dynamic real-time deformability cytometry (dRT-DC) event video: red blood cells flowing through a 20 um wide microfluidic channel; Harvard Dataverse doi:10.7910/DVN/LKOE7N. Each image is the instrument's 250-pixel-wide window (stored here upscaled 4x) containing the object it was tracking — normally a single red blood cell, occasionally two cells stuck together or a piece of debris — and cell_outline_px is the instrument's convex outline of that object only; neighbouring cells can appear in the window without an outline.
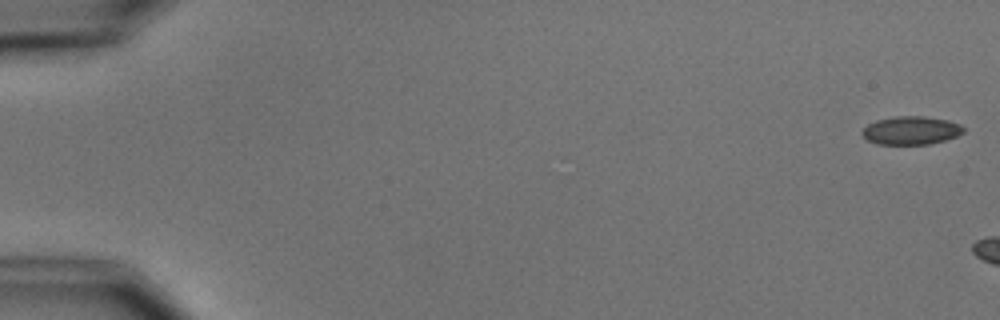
{"species": "common noctule bat (a hibernating species)", "species_latin": "Nyctalus noctula", "temperature_condition": "cold", "stored_images_in_passage": 7, "camera_frame_rate_fps": 3000, "um_per_image_px": 0.085, "animal": {"sex": "male", "body_mass_g": 15.6}, "frame": {"image": 1, "passage_image": 1, "time_ms": 0.0, "image_size_px": [1000, 320], "cell_outline_px": [[964, 132], [956, 136], [944, 140], [928, 144], [876, 144], [868, 140], [860, 132], [868, 124], [876, 120], [896, 116], [924, 116], [948, 120], [960, 124], [964, 128]], "centroid_in_image_um": [77.43, 11.08], "position_along_channel_um": 7.6, "area_um2": 16.65}}
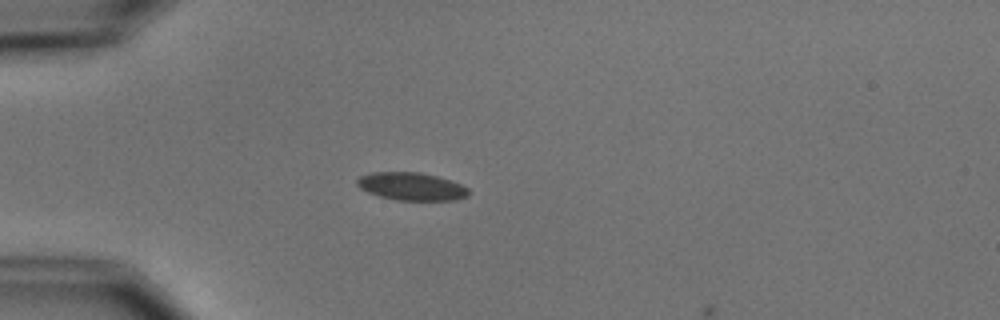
{"frame": {"image": 2, "passage_image": 6, "time_ms": 6.667, "image_size_px": [1000, 320], "cell_outline_px": [[468, 196], [456, 200], [396, 200], [380, 196], [368, 192], [360, 188], [356, 184], [356, 180], [360, 176], [372, 172], [420, 172], [436, 176], [460, 184], [468, 188]], "centroid_in_image_um": [34.95, 15.84], "position_along_channel_um": 50.0, "area_um2": 17.98}}